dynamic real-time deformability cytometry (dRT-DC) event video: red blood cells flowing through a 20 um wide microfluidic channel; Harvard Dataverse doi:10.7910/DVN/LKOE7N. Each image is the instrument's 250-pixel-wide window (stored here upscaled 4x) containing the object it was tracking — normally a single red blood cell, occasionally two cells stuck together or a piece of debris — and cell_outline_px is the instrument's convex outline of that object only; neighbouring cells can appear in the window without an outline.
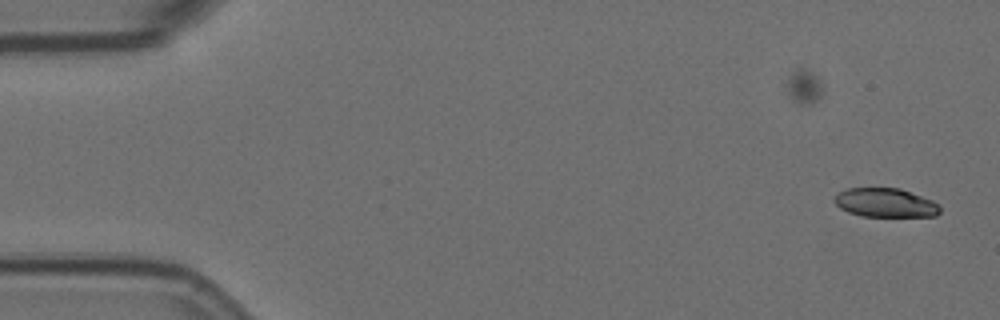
{"species": "Egyptian fruit bat (a non-hibernating species)", "species_latin": "Rousettus aegyptiacus", "temperature_condition": "room temperature", "stored_images_in_passage": 7, "camera_frame_rate_fps": 3000, "um_per_image_px": 0.085, "animal": {"sex": "female"}, "frame": {"image": 1, "passage_image": 7, "time_ms": 2.0, "image_size_px": [1000, 320], "cell_outline_px": [[940, 212], [936, 216], [860, 216], [848, 212], [840, 208], [832, 200], [832, 196], [848, 188], [900, 188], [932, 200], [940, 208]], "centroid_in_image_um": [75.21, 17.23], "position_along_channel_um": 9.8, "area_um2": 17.8}}